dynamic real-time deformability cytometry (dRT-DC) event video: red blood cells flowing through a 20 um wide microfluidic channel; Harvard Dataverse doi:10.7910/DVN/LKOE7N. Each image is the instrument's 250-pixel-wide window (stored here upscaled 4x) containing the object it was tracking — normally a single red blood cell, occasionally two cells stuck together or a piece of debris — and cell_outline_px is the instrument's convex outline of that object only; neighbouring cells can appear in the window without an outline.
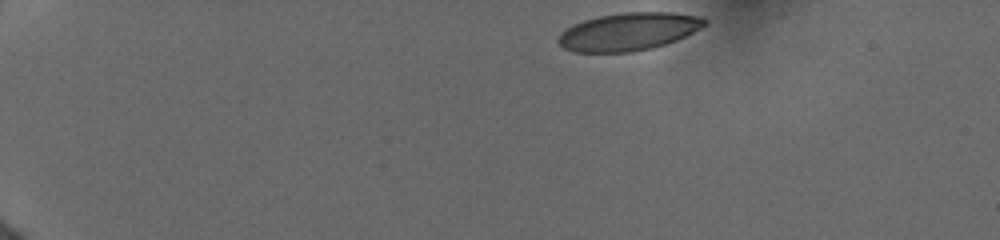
{"species": "human", "species_latin": "Homo sapiens", "temperature_condition": "cold", "stored_images_in_passage": 20, "camera_frame_rate_fps": 3000, "um_per_image_px": 0.085, "donor": {"sex": "female"}, "frame": {"image": 1, "passage_image": 1, "time_ms": 0.0, "image_size_px": [1000, 240], "cell_outline_px": [[708, 20], [700, 28], [676, 40], [652, 48], [632, 52], [576, 52], [564, 48], [556, 40], [560, 32], [572, 24], [584, 20], [600, 16], [620, 12], [672, 12], [700, 16]], "centroid_in_image_um": [53.39, 2.68], "position_along_channel_um": 31.6, "area_um2": 32.19}}
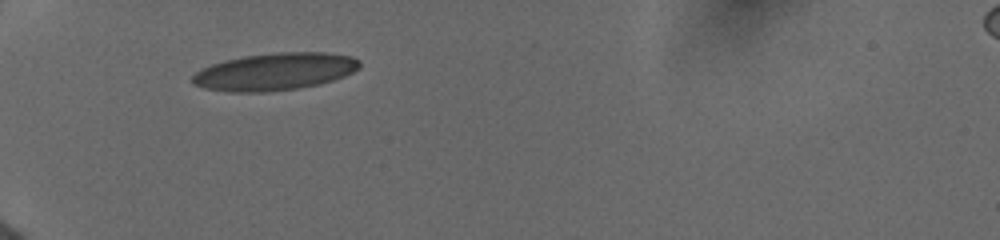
{"frame": {"image": 2, "passage_image": 12, "time_ms": 3.0, "image_size_px": [1000, 240], "cell_outline_px": [[360, 68], [344, 76], [332, 80], [316, 84], [296, 88], [260, 92], [232, 92], [204, 88], [192, 84], [192, 76], [196, 72], [212, 64], [224, 60], [244, 56], [276, 52], [324, 52], [352, 56], [360, 60]], "centroid_in_image_um": [23.36, 6.07], "position_along_channel_um": 61.6, "area_um2": 36.13}}
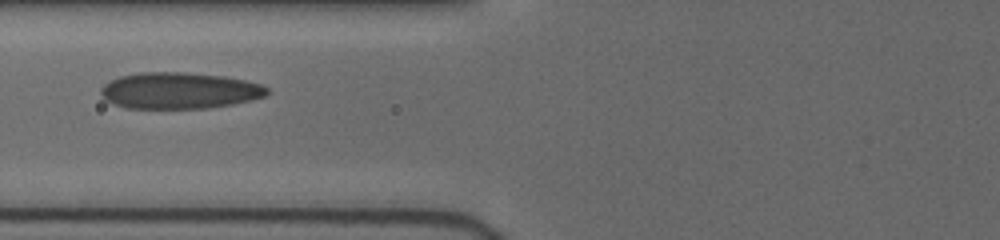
{"frame": {"image": 3, "passage_image": 18, "time_ms": 4.667, "image_size_px": [1000, 240], "cell_outline_px": [[268, 92], [264, 96], [252, 100], [232, 104], [204, 108], [124, 108], [112, 104], [104, 100], [100, 92], [100, 88], [104, 84], [120, 76], [140, 72], [184, 72], [224, 76], [244, 80], [260, 84], [268, 88]], "centroid_in_image_um": [15.2, 7.7], "position_along_channel_um": 110.6, "area_um2": 35.26}}